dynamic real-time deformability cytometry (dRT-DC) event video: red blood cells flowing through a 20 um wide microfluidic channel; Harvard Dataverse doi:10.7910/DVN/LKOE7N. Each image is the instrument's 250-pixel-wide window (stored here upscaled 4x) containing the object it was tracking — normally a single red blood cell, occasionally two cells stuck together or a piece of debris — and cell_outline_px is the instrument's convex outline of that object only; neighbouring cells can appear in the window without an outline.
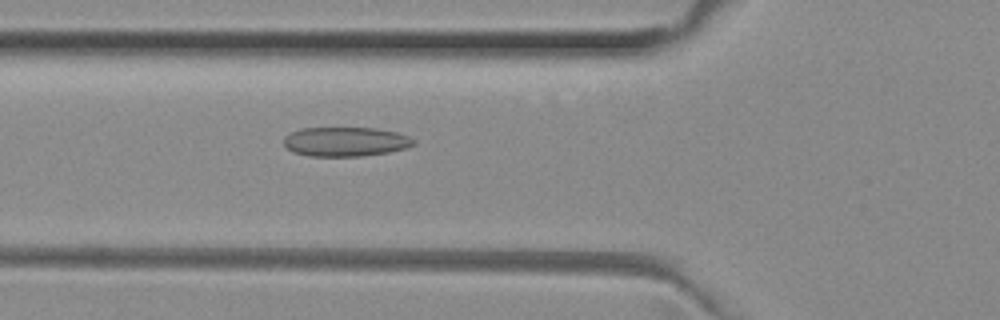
{"species": "common noctule bat (a hibernating species)", "species_latin": "Nyctalus noctula", "temperature_condition": "room temperature", "stored_images_in_passage": 49, "camera_frame_rate_fps": 3000, "um_per_image_px": 0.085, "animal": {"sex": "female", "body_mass_g": 29.2, "forearm_length_mm": 56.3}, "frame": {"image": 1, "passage_image": 18, "time_ms": 5.667, "image_size_px": [1000, 320], "cell_outline_px": [[416, 144], [404, 148], [388, 152], [360, 156], [308, 156], [292, 152], [284, 144], [284, 136], [300, 128], [376, 128], [396, 132], [408, 136], [416, 140]], "centroid_in_image_um": [29.36, 12.04], "position_along_channel_um": 96.4, "area_um2": 22.2}}
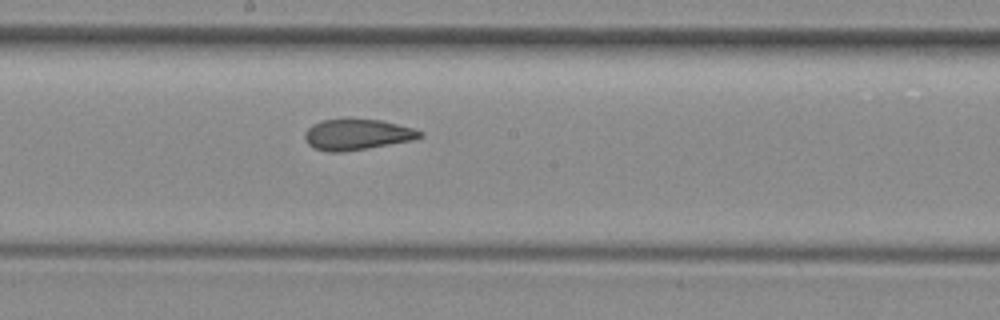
{"frame": {"image": 2, "passage_image": 27, "time_ms": 8.667, "image_size_px": [1000, 320], "cell_outline_px": [[424, 136], [412, 140], [340, 152], [328, 152], [316, 148], [308, 144], [304, 140], [304, 132], [312, 124], [320, 120], [344, 116], [380, 120], [412, 128], [424, 132]], "centroid_in_image_um": [30.29, 11.38], "position_along_channel_um": 217.9, "area_um2": 21.1}}
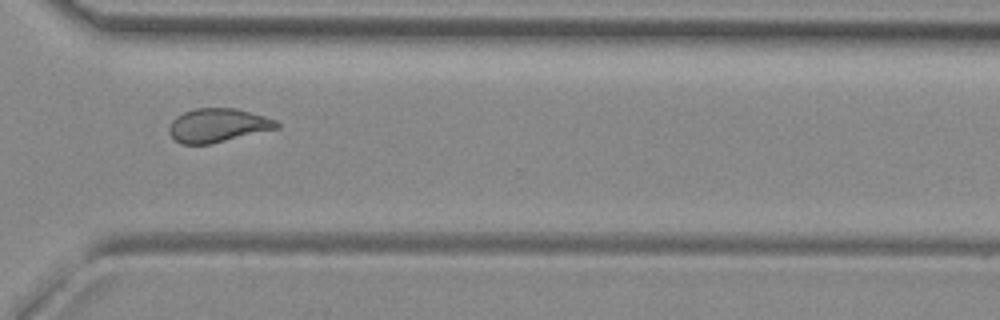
{"frame": {"image": 3, "passage_image": 37, "time_ms": 12.0, "image_size_px": [1000, 320], "cell_outline_px": [[280, 128], [208, 144], [180, 144], [168, 132], [168, 128], [172, 120], [176, 116], [184, 112], [196, 108], [236, 108], [264, 116], [276, 120], [280, 124]], "centroid_in_image_um": [18.51, 10.65], "position_along_channel_um": 352.1, "area_um2": 21.1}, "authors_computed_cell_mechanics": {"area_um2": 21.7906, "velocity_mm_per_s": 4.035, "shape_relaxation_time_tau1_ms": null, "shape_relaxation_time_tau2_ms": 1.5794, "deformation_change_tau1": null, "deformation_change_tau2": 0.0833}}